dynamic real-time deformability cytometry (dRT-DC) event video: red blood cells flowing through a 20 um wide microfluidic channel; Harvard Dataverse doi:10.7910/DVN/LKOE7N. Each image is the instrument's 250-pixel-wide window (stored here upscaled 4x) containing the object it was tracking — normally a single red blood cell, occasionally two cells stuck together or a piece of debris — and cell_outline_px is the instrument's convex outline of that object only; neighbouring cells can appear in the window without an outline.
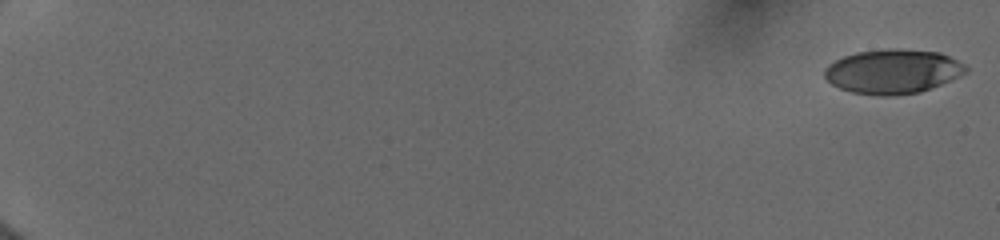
{"species": "human", "species_latin": "Homo sapiens", "temperature_condition": "cold", "stored_images_in_passage": 13, "camera_frame_rate_fps": 3000, "um_per_image_px": 0.085, "donor": {"sex": "female"}, "frame": {"image": 1, "passage_image": 1, "time_ms": 0.0, "image_size_px": [1000, 240], "cell_outline_px": [[968, 68], [964, 72], [940, 84], [920, 92], [884, 96], [880, 96], [852, 92], [840, 88], [832, 84], [824, 76], [824, 68], [828, 64], [844, 56], [856, 52], [888, 48], [900, 48], [940, 52], [964, 64]], "centroid_in_image_um": [75.84, 6.06], "position_along_channel_um": 9.2, "area_um2": 36.24}}
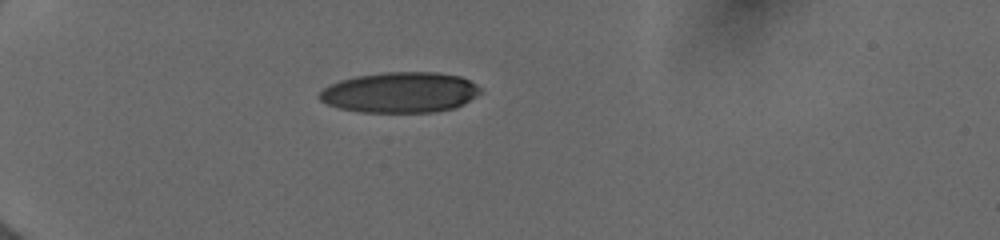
{"frame": {"image": 2, "passage_image": 10, "time_ms": 5.667, "image_size_px": [1000, 240], "cell_outline_px": [[480, 92], [476, 96], [464, 104], [456, 108], [432, 112], [360, 112], [340, 108], [328, 104], [320, 100], [316, 96], [328, 84], [340, 80], [356, 76], [384, 72], [436, 72], [460, 76], [476, 84], [480, 88]], "centroid_in_image_um": [34.0, 7.85], "position_along_channel_um": 51.0, "area_um2": 38.15}}
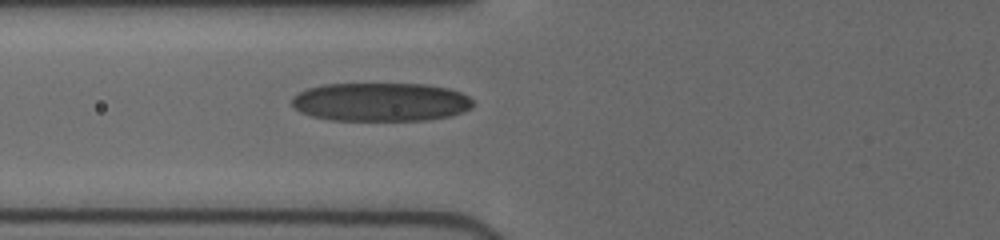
{"frame": {"image": 3, "passage_image": 13, "time_ms": 7.667, "image_size_px": [1000, 240], "cell_outline_px": [[476, 104], [472, 108], [452, 116], [424, 120], [332, 120], [312, 116], [300, 112], [292, 104], [292, 96], [308, 88], [324, 84], [428, 84], [448, 88], [460, 92], [468, 96]], "centroid_in_image_um": [32.4, 8.67], "position_along_channel_um": 93.4, "area_um2": 40.92}}